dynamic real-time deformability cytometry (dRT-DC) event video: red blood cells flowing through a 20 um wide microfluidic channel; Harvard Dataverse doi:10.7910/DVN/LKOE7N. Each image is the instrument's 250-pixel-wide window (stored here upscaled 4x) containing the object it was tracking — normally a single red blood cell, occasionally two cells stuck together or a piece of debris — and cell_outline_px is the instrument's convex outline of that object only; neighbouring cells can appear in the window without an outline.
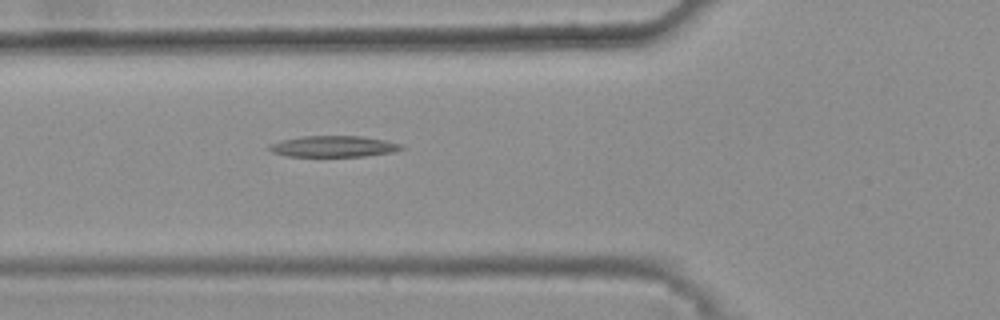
{"species": "common noctule bat (a hibernating species)", "species_latin": "Nyctalus noctula", "temperature_condition": "warm", "stored_images_in_passage": 42, "camera_frame_rate_fps": 3000, "um_per_image_px": 0.085, "animal": {"sex": "female", "body_mass_g": 25.1}, "frame": {"image": 1, "passage_image": 14, "time_ms": 4.333, "image_size_px": [1000, 320], "cell_outline_px": [[404, 148], [392, 152], [364, 156], [288, 156], [272, 152], [268, 148], [268, 144], [280, 140], [304, 136], [360, 136], [384, 140], [404, 144]], "centroid_in_image_um": [28.34, 12.44], "position_along_channel_um": 97.5, "area_um2": 16.24}}
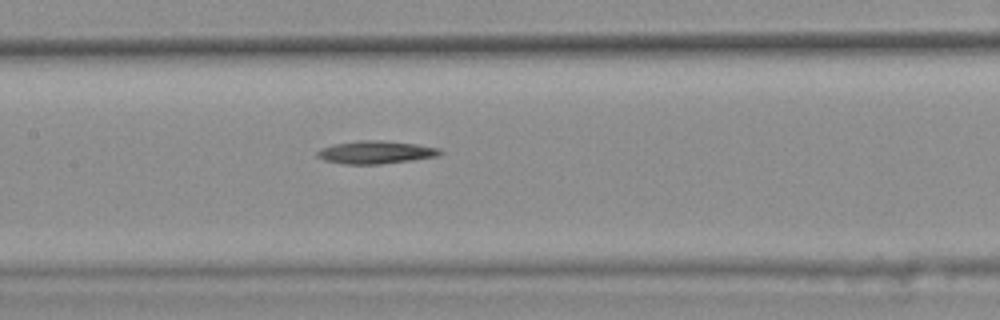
{"frame": {"image": 2, "passage_image": 20, "time_ms": 6.333, "image_size_px": [1000, 320], "cell_outline_px": [[444, 152], [436, 156], [412, 160], [380, 164], [344, 164], [324, 160], [316, 156], [316, 152], [320, 148], [332, 144], [360, 140], [380, 140], [416, 144], [440, 148]], "centroid_in_image_um": [31.9, 12.94], "position_along_channel_um": 175.5, "area_um2": 16.42}}
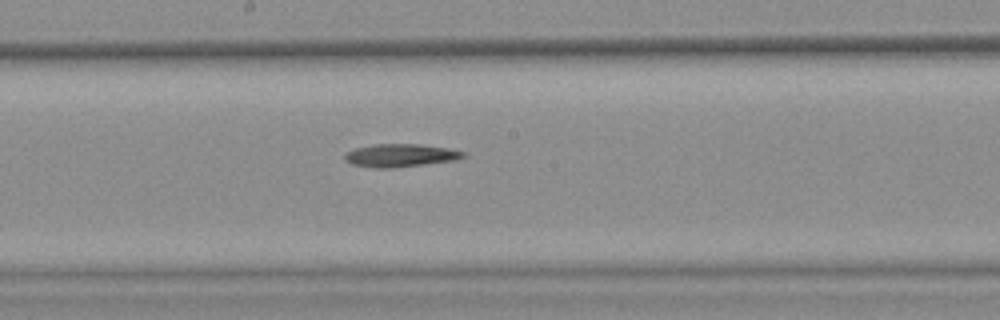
{"frame": {"image": 3, "passage_image": 23, "time_ms": 7.333, "image_size_px": [1000, 320], "cell_outline_px": [[468, 156], [456, 160], [396, 168], [376, 168], [352, 164], [344, 160], [344, 156], [348, 152], [356, 148], [372, 144], [420, 144], [448, 148], [464, 152]], "centroid_in_image_um": [34.06, 13.21], "position_along_channel_um": 214.1, "area_um2": 15.95}}